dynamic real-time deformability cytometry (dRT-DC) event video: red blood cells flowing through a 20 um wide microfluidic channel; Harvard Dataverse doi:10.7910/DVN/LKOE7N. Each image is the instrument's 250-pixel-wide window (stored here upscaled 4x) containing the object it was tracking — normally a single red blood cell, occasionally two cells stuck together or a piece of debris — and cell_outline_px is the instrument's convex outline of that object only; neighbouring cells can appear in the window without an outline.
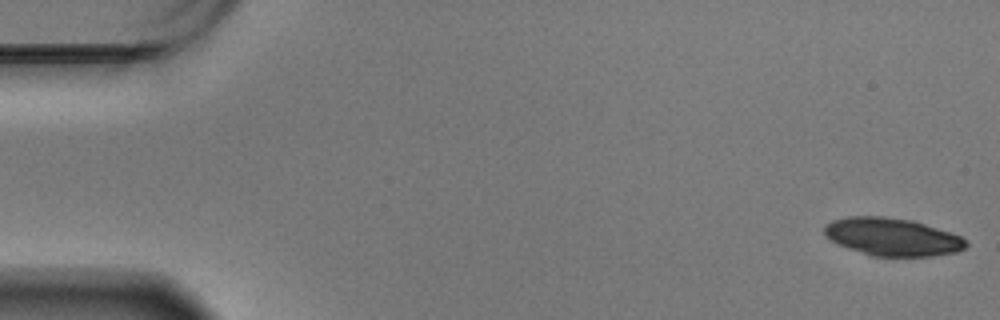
{"species": "Egyptian fruit bat (a non-hibernating species)", "species_latin": "Rousettus aegyptiacus", "temperature_condition": "warm", "stored_images_in_passage": 58, "segment_of_instrument_passage": [1, 2], "camera_frame_rate_fps": 3000, "um_per_image_px": 0.085, "animal": {"sex": "male"}, "frame": {"image": 1, "passage_image": 1, "time_ms": 0.0, "image_size_px": [1000, 320], "cell_outline_px": [[968, 244], [964, 248], [956, 252], [932, 256], [872, 256], [836, 244], [824, 236], [824, 224], [832, 220], [848, 216], [884, 216], [912, 220], [960, 236], [968, 240]], "centroid_in_image_um": [75.8, 20.13], "position_along_channel_um": 9.2, "area_um2": 31.27}}